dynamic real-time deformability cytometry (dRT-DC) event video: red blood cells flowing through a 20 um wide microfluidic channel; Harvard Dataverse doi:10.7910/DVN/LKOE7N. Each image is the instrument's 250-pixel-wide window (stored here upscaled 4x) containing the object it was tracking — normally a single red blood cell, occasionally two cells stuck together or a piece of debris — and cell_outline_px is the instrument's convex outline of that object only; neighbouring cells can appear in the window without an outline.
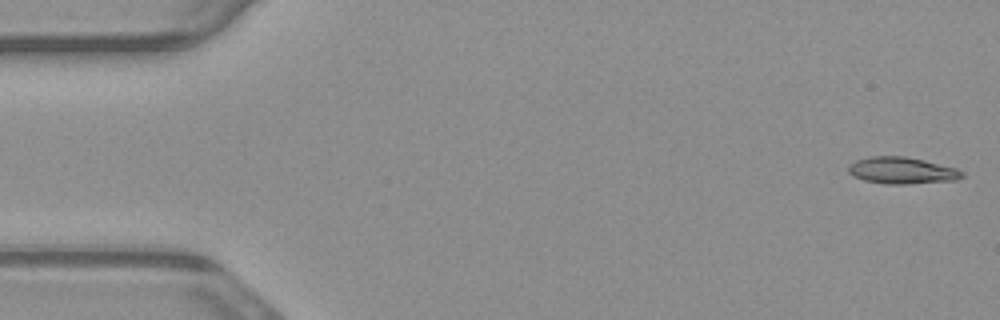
{"species": "common noctule bat (a hibernating species)", "species_latin": "Nyctalus noctula", "temperature_condition": "warm", "stored_images_in_passage": 18, "camera_frame_rate_fps": 3000, "um_per_image_px": 0.085, "animal": {"sex": "male", "body_mass_g": 23.1, "forearm_length_mm": 52.7}, "frame": {"image": 1, "passage_image": 1, "time_ms": 0.0, "image_size_px": [1000, 320], "cell_outline_px": [[964, 176], [956, 180], [908, 184], [888, 184], [864, 180], [852, 176], [848, 172], [848, 164], [856, 160], [868, 156], [904, 156], [924, 160], [956, 168], [964, 172]], "centroid_in_image_um": [76.64, 14.49], "position_along_channel_um": 8.4, "area_um2": 17.8}}
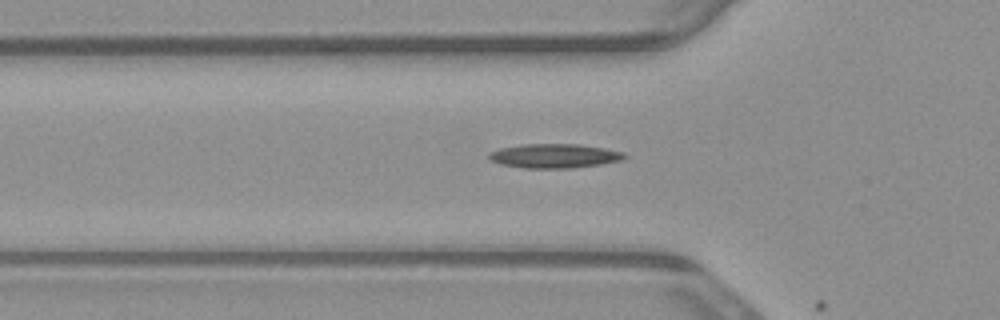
{"frame": {"image": 2, "passage_image": 17, "time_ms": 5.333, "image_size_px": [1000, 320], "cell_outline_px": [[628, 156], [624, 160], [600, 164], [572, 168], [524, 168], [500, 164], [488, 160], [488, 152], [500, 148], [524, 144], [580, 144], [604, 148], [624, 152]], "centroid_in_image_um": [47.12, 13.25], "position_along_channel_um": 78.7, "area_um2": 19.31}}